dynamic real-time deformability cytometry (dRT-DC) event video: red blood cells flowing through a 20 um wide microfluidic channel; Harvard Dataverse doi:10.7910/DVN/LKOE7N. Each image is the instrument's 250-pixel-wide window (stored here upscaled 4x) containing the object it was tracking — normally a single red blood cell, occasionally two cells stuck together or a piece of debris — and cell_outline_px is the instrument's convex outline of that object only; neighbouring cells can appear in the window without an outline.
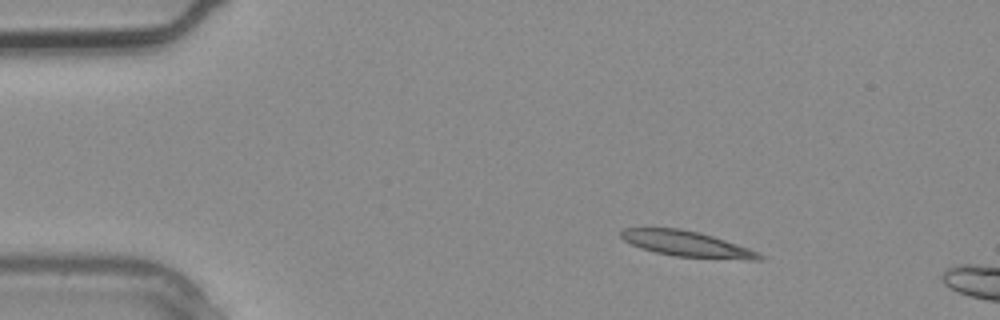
{"species": "common noctule bat (a hibernating species)", "species_latin": "Nyctalus noctula", "temperature_condition": "warm", "stored_images_in_passage": 4, "camera_frame_rate_fps": 3000, "um_per_image_px": 0.085, "animal": {"sex": "male", "body_mass_g": 20.4}, "frame": {"image": 1, "passage_image": 2, "time_ms": 0.333, "image_size_px": [1000, 320], "cell_outline_px": [[764, 260], [748, 260], [676, 256], [656, 252], [640, 248], [624, 240], [620, 236], [620, 232], [624, 228], [680, 228], [700, 232], [760, 252], [764, 256]], "centroid_in_image_um": [58.41, 20.73], "position_along_channel_um": 26.6, "area_um2": 20.58}}